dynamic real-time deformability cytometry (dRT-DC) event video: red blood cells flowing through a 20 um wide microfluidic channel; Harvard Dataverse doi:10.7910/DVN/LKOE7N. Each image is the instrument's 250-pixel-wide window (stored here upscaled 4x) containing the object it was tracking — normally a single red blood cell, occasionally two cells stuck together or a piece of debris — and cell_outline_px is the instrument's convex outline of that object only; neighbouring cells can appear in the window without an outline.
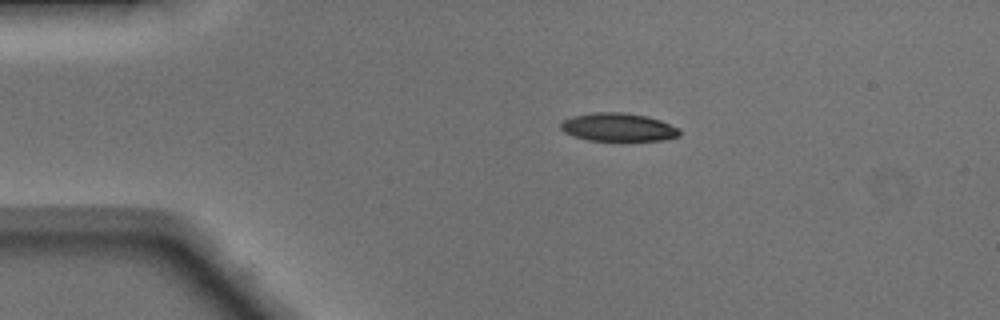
{"species": "Egyptian fruit bat (a non-hibernating species)", "species_latin": "Rousettus aegyptiacus", "temperature_condition": "warm", "stored_images_in_passage": 40, "camera_frame_rate_fps": 3000, "um_per_image_px": 0.085, "animal": {"sex": "male"}, "frame": {"image": 1, "passage_image": 1, "time_ms": 0.0, "image_size_px": [1000, 320], "cell_outline_px": [[680, 136], [664, 140], [628, 144], [624, 144], [588, 140], [572, 136], [564, 132], [560, 128], [560, 124], [564, 120], [572, 116], [592, 112], [624, 112], [648, 116], [660, 120], [680, 128]], "centroid_in_image_um": [52.59, 10.87], "position_along_channel_um": 32.4, "area_um2": 20.81}}
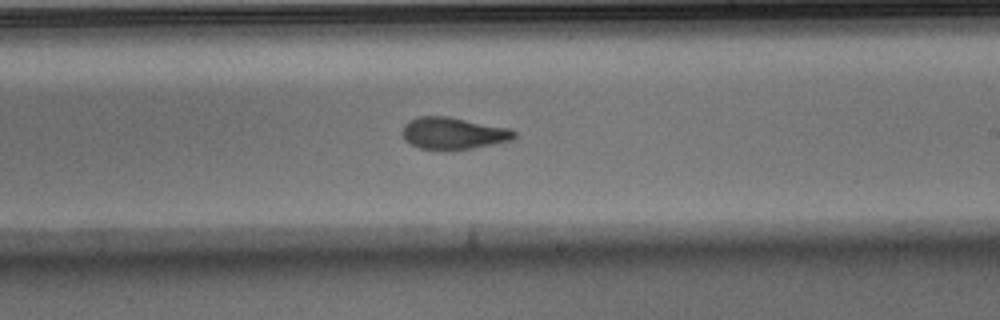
{"frame": {"image": 2, "passage_image": 20, "time_ms": 6.333, "image_size_px": [1000, 320], "cell_outline_px": [[516, 136], [512, 140], [472, 148], [420, 148], [404, 140], [400, 132], [404, 124], [408, 120], [420, 116], [448, 116], [512, 128], [516, 132]], "centroid_in_image_um": [38.53, 11.29], "position_along_channel_um": 250.5, "area_um2": 20.69}}
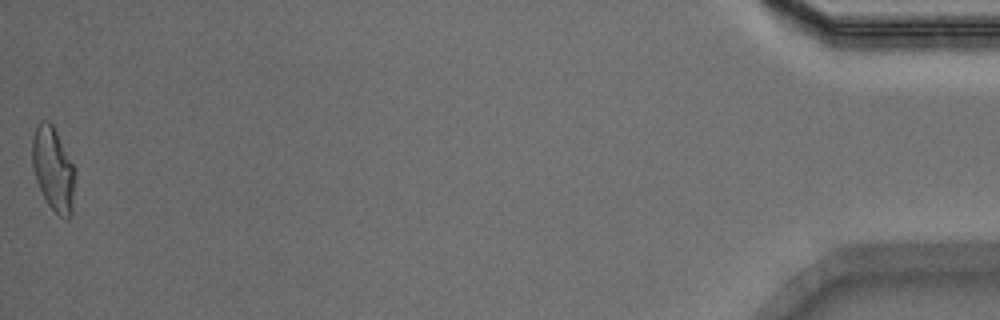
{"frame": {"image": 3, "passage_image": 40, "time_ms": 13.0, "image_size_px": [1000, 320], "cell_outline_px": [[76, 168], [72, 212], [68, 220], [60, 216], [48, 204], [36, 180], [32, 168], [32, 136], [36, 124], [40, 120], [48, 120], [52, 124]], "centroid_in_image_um": [4.53, 14.34], "position_along_channel_um": 430.7, "area_um2": 21.15}, "authors_computed_cell_mechanics": {"area_um2": 20.808, "velocity_mm_per_s": 4.1492, "shape_relaxation_time_tau1_ms": 7.5592, "shape_relaxation_time_tau2_ms": 1.701, "deformation_change_tau1": 0.2335, "deformation_change_tau2": 0.0889}}